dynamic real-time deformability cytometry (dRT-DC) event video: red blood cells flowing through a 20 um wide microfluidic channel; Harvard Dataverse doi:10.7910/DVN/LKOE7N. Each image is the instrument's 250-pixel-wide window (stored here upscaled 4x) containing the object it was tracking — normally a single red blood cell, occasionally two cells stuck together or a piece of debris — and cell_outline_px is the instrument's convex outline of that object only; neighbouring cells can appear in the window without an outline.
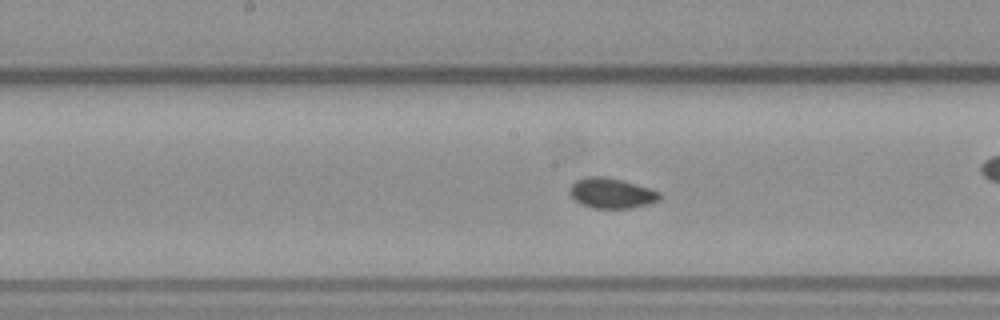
{"species": "common noctule bat (a hibernating species)", "species_latin": "Nyctalus noctula", "temperature_condition": "warm", "stored_images_in_passage": 37, "camera_frame_rate_fps": 3000, "um_per_image_px": 0.085, "animal": {"sex": "male", "body_mass_g": 23.1, "forearm_length_mm": 52.7}, "frame": {"image": 1, "passage_image": 11, "time_ms": 3.333, "image_size_px": [1000, 320], "cell_outline_px": [[660, 200], [648, 204], [632, 208], [592, 208], [580, 204], [568, 192], [568, 188], [576, 180], [588, 176], [600, 176], [624, 180], [660, 192]], "centroid_in_image_um": [51.95, 16.42], "position_along_channel_um": 196.2, "area_um2": 15.9}}